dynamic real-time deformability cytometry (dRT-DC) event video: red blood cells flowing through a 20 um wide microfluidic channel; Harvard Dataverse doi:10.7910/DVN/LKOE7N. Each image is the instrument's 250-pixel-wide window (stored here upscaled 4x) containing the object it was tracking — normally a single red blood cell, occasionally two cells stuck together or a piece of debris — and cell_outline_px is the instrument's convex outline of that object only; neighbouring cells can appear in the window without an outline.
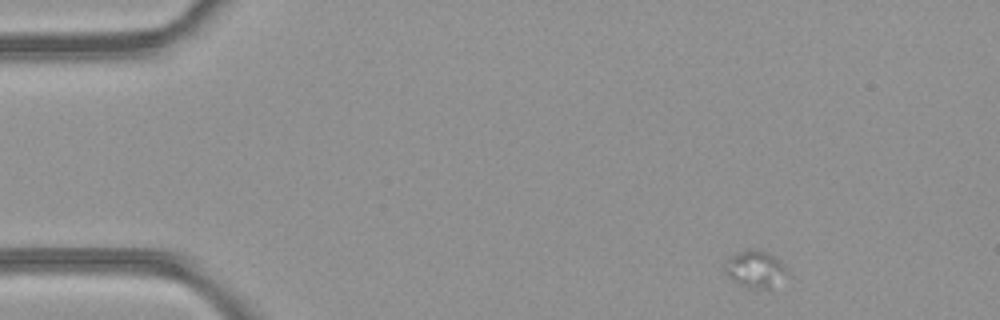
{"species": "common noctule bat (a hibernating species)", "species_latin": "Nyctalus noctula", "temperature_condition": "room temperature", "stored_images_in_passage": 32, "camera_frame_rate_fps": 3000, "um_per_image_px": 0.085, "animal": {"sex": "female", "body_mass_g": 21.9}, "frame": {"image": 1, "passage_image": 1, "time_ms": 0.0, "image_size_px": [1000, 320], "cell_outline_px": [[792, 276], [768, 292], [748, 288], [732, 280], [724, 272], [724, 264], [728, 256], [744, 248], [756, 248], [772, 256], [784, 264]], "centroid_in_image_um": [64.25, 22.92], "position_along_channel_um": 20.7, "area_um2": 14.51}}